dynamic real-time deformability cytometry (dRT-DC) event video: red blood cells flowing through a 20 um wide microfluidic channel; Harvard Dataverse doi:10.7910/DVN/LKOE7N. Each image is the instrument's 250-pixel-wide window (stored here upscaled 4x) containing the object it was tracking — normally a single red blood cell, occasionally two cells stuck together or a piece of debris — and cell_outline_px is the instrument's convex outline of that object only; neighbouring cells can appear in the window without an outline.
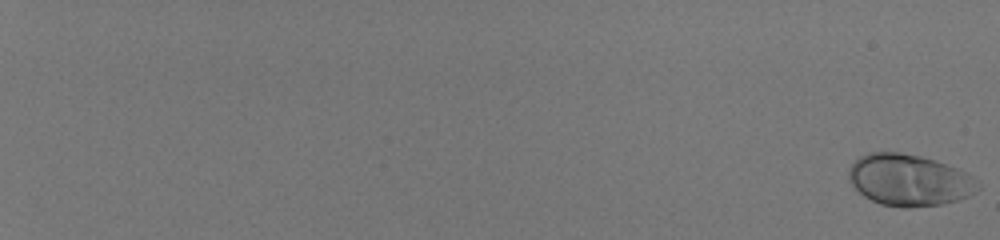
{"species": "human", "species_latin": "Homo sapiens", "temperature_condition": "room temperature", "stored_images_in_passage": 58, "camera_frame_rate_fps": 3000, "um_per_image_px": 0.085, "donor": {"sex": "male"}, "frame": {"image": 1, "passage_image": 1, "time_ms": 0.0, "image_size_px": [1000, 240], "cell_outline_px": [[980, 188], [976, 192], [968, 196], [956, 200], [940, 204], [908, 208], [904, 208], [880, 204], [864, 196], [852, 184], [848, 176], [848, 168], [860, 156], [868, 152], [900, 152], [920, 156], [936, 160], [968, 172], [980, 184]], "centroid_in_image_um": [77.29, 15.3], "position_along_channel_um": 7.7, "area_um2": 38.96}}
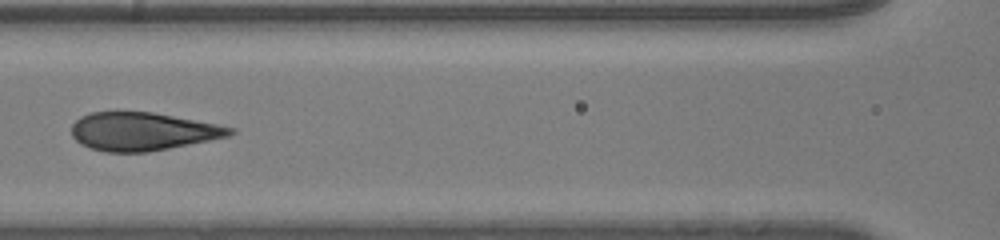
{"frame": {"image": 2, "passage_image": 34, "time_ms": 11.0, "image_size_px": [1000, 240], "cell_outline_px": [[236, 132], [228, 136], [148, 152], [104, 152], [80, 144], [72, 136], [72, 124], [80, 116], [88, 112], [116, 108], [152, 112], [196, 120], [236, 128]], "centroid_in_image_um": [12.04, 11.12], "position_along_channel_um": 154.6, "area_um2": 35.95}}
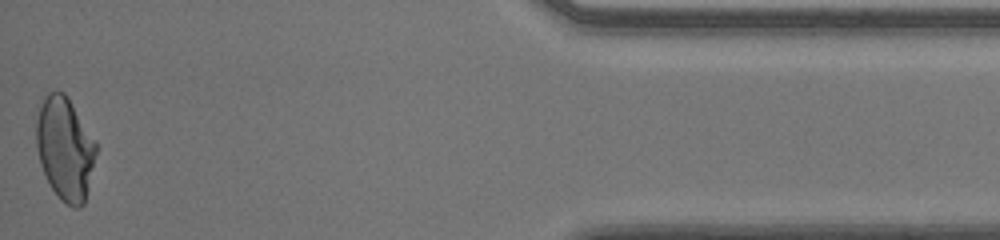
{"frame": {"image": 3, "passage_image": 58, "time_ms": 19.0, "image_size_px": [1000, 240], "cell_outline_px": [[100, 148], [84, 204], [80, 208], [72, 208], [60, 200], [52, 188], [40, 164], [36, 148], [36, 120], [40, 96], [48, 92], [64, 92], [68, 96], [96, 140]], "centroid_in_image_um": [5.55, 12.6], "position_along_channel_um": 429.7, "area_um2": 37.05}, "authors_computed_cell_mechanics": {"area_um2": 36.2117, "velocity_mm_per_s": 4.1029, "shape_relaxation_time_tau1_ms": 4.9029, "shape_relaxation_time_tau2_ms": null, "deformation_change_tau1": 0.2016, "deformation_change_tau2": null}}